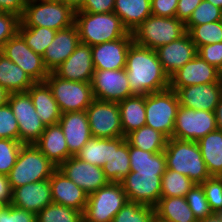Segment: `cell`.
Segmentation results:
<instances>
[{"label": "cell", "instance_id": "obj_61", "mask_svg": "<svg viewBox=\"0 0 222 222\" xmlns=\"http://www.w3.org/2000/svg\"><path fill=\"white\" fill-rule=\"evenodd\" d=\"M155 222H177V221H164L159 219L156 215H155Z\"/></svg>", "mask_w": 222, "mask_h": 222}, {"label": "cell", "instance_id": "obj_5", "mask_svg": "<svg viewBox=\"0 0 222 222\" xmlns=\"http://www.w3.org/2000/svg\"><path fill=\"white\" fill-rule=\"evenodd\" d=\"M56 168L34 144H23L8 179L13 190L29 183L49 179Z\"/></svg>", "mask_w": 222, "mask_h": 222}, {"label": "cell", "instance_id": "obj_29", "mask_svg": "<svg viewBox=\"0 0 222 222\" xmlns=\"http://www.w3.org/2000/svg\"><path fill=\"white\" fill-rule=\"evenodd\" d=\"M118 107L124 137L146 124L145 95L127 97Z\"/></svg>", "mask_w": 222, "mask_h": 222}, {"label": "cell", "instance_id": "obj_1", "mask_svg": "<svg viewBox=\"0 0 222 222\" xmlns=\"http://www.w3.org/2000/svg\"><path fill=\"white\" fill-rule=\"evenodd\" d=\"M125 71L133 94L147 95L169 89L170 77L156 50L133 43L127 53Z\"/></svg>", "mask_w": 222, "mask_h": 222}, {"label": "cell", "instance_id": "obj_50", "mask_svg": "<svg viewBox=\"0 0 222 222\" xmlns=\"http://www.w3.org/2000/svg\"><path fill=\"white\" fill-rule=\"evenodd\" d=\"M178 0H151V14L160 17H176Z\"/></svg>", "mask_w": 222, "mask_h": 222}, {"label": "cell", "instance_id": "obj_14", "mask_svg": "<svg viewBox=\"0 0 222 222\" xmlns=\"http://www.w3.org/2000/svg\"><path fill=\"white\" fill-rule=\"evenodd\" d=\"M2 54L21 67L34 82H44L50 73L42 55L35 53L18 32L4 44Z\"/></svg>", "mask_w": 222, "mask_h": 222}, {"label": "cell", "instance_id": "obj_51", "mask_svg": "<svg viewBox=\"0 0 222 222\" xmlns=\"http://www.w3.org/2000/svg\"><path fill=\"white\" fill-rule=\"evenodd\" d=\"M115 0H84L81 8L76 12L112 13Z\"/></svg>", "mask_w": 222, "mask_h": 222}, {"label": "cell", "instance_id": "obj_40", "mask_svg": "<svg viewBox=\"0 0 222 222\" xmlns=\"http://www.w3.org/2000/svg\"><path fill=\"white\" fill-rule=\"evenodd\" d=\"M112 222H155V208L128 201L114 216Z\"/></svg>", "mask_w": 222, "mask_h": 222}, {"label": "cell", "instance_id": "obj_24", "mask_svg": "<svg viewBox=\"0 0 222 222\" xmlns=\"http://www.w3.org/2000/svg\"><path fill=\"white\" fill-rule=\"evenodd\" d=\"M52 191L53 203L60 204L84 213L88 195L68 179L58 168L54 170L49 178Z\"/></svg>", "mask_w": 222, "mask_h": 222}, {"label": "cell", "instance_id": "obj_25", "mask_svg": "<svg viewBox=\"0 0 222 222\" xmlns=\"http://www.w3.org/2000/svg\"><path fill=\"white\" fill-rule=\"evenodd\" d=\"M59 125L64 132L69 149V157L76 156L82 147L92 138L85 111L62 113Z\"/></svg>", "mask_w": 222, "mask_h": 222}, {"label": "cell", "instance_id": "obj_43", "mask_svg": "<svg viewBox=\"0 0 222 222\" xmlns=\"http://www.w3.org/2000/svg\"><path fill=\"white\" fill-rule=\"evenodd\" d=\"M20 141L12 139L0 138V174L6 175L10 173L15 165L19 151L22 147Z\"/></svg>", "mask_w": 222, "mask_h": 222}, {"label": "cell", "instance_id": "obj_2", "mask_svg": "<svg viewBox=\"0 0 222 222\" xmlns=\"http://www.w3.org/2000/svg\"><path fill=\"white\" fill-rule=\"evenodd\" d=\"M164 154L166 169H171L201 184L210 176L197 142L170 138Z\"/></svg>", "mask_w": 222, "mask_h": 222}, {"label": "cell", "instance_id": "obj_15", "mask_svg": "<svg viewBox=\"0 0 222 222\" xmlns=\"http://www.w3.org/2000/svg\"><path fill=\"white\" fill-rule=\"evenodd\" d=\"M94 99L119 102L133 96L125 69L95 70L91 80Z\"/></svg>", "mask_w": 222, "mask_h": 222}, {"label": "cell", "instance_id": "obj_57", "mask_svg": "<svg viewBox=\"0 0 222 222\" xmlns=\"http://www.w3.org/2000/svg\"><path fill=\"white\" fill-rule=\"evenodd\" d=\"M198 222H222V216L219 213H212Z\"/></svg>", "mask_w": 222, "mask_h": 222}, {"label": "cell", "instance_id": "obj_42", "mask_svg": "<svg viewBox=\"0 0 222 222\" xmlns=\"http://www.w3.org/2000/svg\"><path fill=\"white\" fill-rule=\"evenodd\" d=\"M221 17V8L216 7L209 1L202 0L198 7L193 11L189 20L185 23L186 31L188 32L195 25L217 22Z\"/></svg>", "mask_w": 222, "mask_h": 222}, {"label": "cell", "instance_id": "obj_34", "mask_svg": "<svg viewBox=\"0 0 222 222\" xmlns=\"http://www.w3.org/2000/svg\"><path fill=\"white\" fill-rule=\"evenodd\" d=\"M130 171L147 173H165L166 157L163 152L143 151L129 144Z\"/></svg>", "mask_w": 222, "mask_h": 222}, {"label": "cell", "instance_id": "obj_7", "mask_svg": "<svg viewBox=\"0 0 222 222\" xmlns=\"http://www.w3.org/2000/svg\"><path fill=\"white\" fill-rule=\"evenodd\" d=\"M179 106L177 93L170 88L145 95V125L172 138Z\"/></svg>", "mask_w": 222, "mask_h": 222}, {"label": "cell", "instance_id": "obj_38", "mask_svg": "<svg viewBox=\"0 0 222 222\" xmlns=\"http://www.w3.org/2000/svg\"><path fill=\"white\" fill-rule=\"evenodd\" d=\"M161 197H185L195 183L187 176L166 169L161 179Z\"/></svg>", "mask_w": 222, "mask_h": 222}, {"label": "cell", "instance_id": "obj_58", "mask_svg": "<svg viewBox=\"0 0 222 222\" xmlns=\"http://www.w3.org/2000/svg\"><path fill=\"white\" fill-rule=\"evenodd\" d=\"M9 94L10 93L0 85V106L8 102Z\"/></svg>", "mask_w": 222, "mask_h": 222}, {"label": "cell", "instance_id": "obj_53", "mask_svg": "<svg viewBox=\"0 0 222 222\" xmlns=\"http://www.w3.org/2000/svg\"><path fill=\"white\" fill-rule=\"evenodd\" d=\"M28 0H0V12L15 14L21 18Z\"/></svg>", "mask_w": 222, "mask_h": 222}, {"label": "cell", "instance_id": "obj_37", "mask_svg": "<svg viewBox=\"0 0 222 222\" xmlns=\"http://www.w3.org/2000/svg\"><path fill=\"white\" fill-rule=\"evenodd\" d=\"M17 32L35 53L43 56L57 31L47 27H25L19 22Z\"/></svg>", "mask_w": 222, "mask_h": 222}, {"label": "cell", "instance_id": "obj_27", "mask_svg": "<svg viewBox=\"0 0 222 222\" xmlns=\"http://www.w3.org/2000/svg\"><path fill=\"white\" fill-rule=\"evenodd\" d=\"M27 92L42 123L45 126L58 124L62 113L48 84L35 82Z\"/></svg>", "mask_w": 222, "mask_h": 222}, {"label": "cell", "instance_id": "obj_26", "mask_svg": "<svg viewBox=\"0 0 222 222\" xmlns=\"http://www.w3.org/2000/svg\"><path fill=\"white\" fill-rule=\"evenodd\" d=\"M34 145L58 168L69 158V149L62 127L49 125Z\"/></svg>", "mask_w": 222, "mask_h": 222}, {"label": "cell", "instance_id": "obj_54", "mask_svg": "<svg viewBox=\"0 0 222 222\" xmlns=\"http://www.w3.org/2000/svg\"><path fill=\"white\" fill-rule=\"evenodd\" d=\"M13 190L11 188L8 176L0 174V202L5 206L12 203Z\"/></svg>", "mask_w": 222, "mask_h": 222}, {"label": "cell", "instance_id": "obj_31", "mask_svg": "<svg viewBox=\"0 0 222 222\" xmlns=\"http://www.w3.org/2000/svg\"><path fill=\"white\" fill-rule=\"evenodd\" d=\"M35 82L17 64L4 54L0 55V85L10 94L26 92Z\"/></svg>", "mask_w": 222, "mask_h": 222}, {"label": "cell", "instance_id": "obj_3", "mask_svg": "<svg viewBox=\"0 0 222 222\" xmlns=\"http://www.w3.org/2000/svg\"><path fill=\"white\" fill-rule=\"evenodd\" d=\"M80 43L95 46L129 34L121 19L112 13L75 12Z\"/></svg>", "mask_w": 222, "mask_h": 222}, {"label": "cell", "instance_id": "obj_9", "mask_svg": "<svg viewBox=\"0 0 222 222\" xmlns=\"http://www.w3.org/2000/svg\"><path fill=\"white\" fill-rule=\"evenodd\" d=\"M127 202L121 183L109 182L88 195L83 213L84 222H112L114 216Z\"/></svg>", "mask_w": 222, "mask_h": 222}, {"label": "cell", "instance_id": "obj_35", "mask_svg": "<svg viewBox=\"0 0 222 222\" xmlns=\"http://www.w3.org/2000/svg\"><path fill=\"white\" fill-rule=\"evenodd\" d=\"M126 141L132 147H136L147 152L158 153L165 150L168 138L161 132L144 125L129 133L126 136Z\"/></svg>", "mask_w": 222, "mask_h": 222}, {"label": "cell", "instance_id": "obj_6", "mask_svg": "<svg viewBox=\"0 0 222 222\" xmlns=\"http://www.w3.org/2000/svg\"><path fill=\"white\" fill-rule=\"evenodd\" d=\"M186 32L185 23L176 17L151 15L132 32V35L136 45L156 50L182 37Z\"/></svg>", "mask_w": 222, "mask_h": 222}, {"label": "cell", "instance_id": "obj_4", "mask_svg": "<svg viewBox=\"0 0 222 222\" xmlns=\"http://www.w3.org/2000/svg\"><path fill=\"white\" fill-rule=\"evenodd\" d=\"M20 22L25 27H47L56 31L75 22V12L62 0H28Z\"/></svg>", "mask_w": 222, "mask_h": 222}, {"label": "cell", "instance_id": "obj_45", "mask_svg": "<svg viewBox=\"0 0 222 222\" xmlns=\"http://www.w3.org/2000/svg\"><path fill=\"white\" fill-rule=\"evenodd\" d=\"M201 186L213 213L222 211V177L211 176Z\"/></svg>", "mask_w": 222, "mask_h": 222}, {"label": "cell", "instance_id": "obj_20", "mask_svg": "<svg viewBox=\"0 0 222 222\" xmlns=\"http://www.w3.org/2000/svg\"><path fill=\"white\" fill-rule=\"evenodd\" d=\"M94 71L91 46L80 43L53 72L65 80L91 83Z\"/></svg>", "mask_w": 222, "mask_h": 222}, {"label": "cell", "instance_id": "obj_60", "mask_svg": "<svg viewBox=\"0 0 222 222\" xmlns=\"http://www.w3.org/2000/svg\"><path fill=\"white\" fill-rule=\"evenodd\" d=\"M219 81L222 83V65L218 68Z\"/></svg>", "mask_w": 222, "mask_h": 222}, {"label": "cell", "instance_id": "obj_39", "mask_svg": "<svg viewBox=\"0 0 222 222\" xmlns=\"http://www.w3.org/2000/svg\"><path fill=\"white\" fill-rule=\"evenodd\" d=\"M36 222H84V218L79 210L51 203L36 214Z\"/></svg>", "mask_w": 222, "mask_h": 222}, {"label": "cell", "instance_id": "obj_8", "mask_svg": "<svg viewBox=\"0 0 222 222\" xmlns=\"http://www.w3.org/2000/svg\"><path fill=\"white\" fill-rule=\"evenodd\" d=\"M45 82L61 113L86 111L94 100L91 83L65 80L50 72Z\"/></svg>", "mask_w": 222, "mask_h": 222}, {"label": "cell", "instance_id": "obj_48", "mask_svg": "<svg viewBox=\"0 0 222 222\" xmlns=\"http://www.w3.org/2000/svg\"><path fill=\"white\" fill-rule=\"evenodd\" d=\"M0 222H36V214L8 205L0 211Z\"/></svg>", "mask_w": 222, "mask_h": 222}, {"label": "cell", "instance_id": "obj_12", "mask_svg": "<svg viewBox=\"0 0 222 222\" xmlns=\"http://www.w3.org/2000/svg\"><path fill=\"white\" fill-rule=\"evenodd\" d=\"M85 112L87 114L92 137H124L118 102L94 99Z\"/></svg>", "mask_w": 222, "mask_h": 222}, {"label": "cell", "instance_id": "obj_62", "mask_svg": "<svg viewBox=\"0 0 222 222\" xmlns=\"http://www.w3.org/2000/svg\"><path fill=\"white\" fill-rule=\"evenodd\" d=\"M4 207H5V205L0 202V211H1Z\"/></svg>", "mask_w": 222, "mask_h": 222}, {"label": "cell", "instance_id": "obj_28", "mask_svg": "<svg viewBox=\"0 0 222 222\" xmlns=\"http://www.w3.org/2000/svg\"><path fill=\"white\" fill-rule=\"evenodd\" d=\"M109 182L120 183L130 172L129 143L126 137L111 138V155L102 167Z\"/></svg>", "mask_w": 222, "mask_h": 222}, {"label": "cell", "instance_id": "obj_22", "mask_svg": "<svg viewBox=\"0 0 222 222\" xmlns=\"http://www.w3.org/2000/svg\"><path fill=\"white\" fill-rule=\"evenodd\" d=\"M80 44L79 32L76 24L58 30L52 43L43 54V62L49 72L60 66Z\"/></svg>", "mask_w": 222, "mask_h": 222}, {"label": "cell", "instance_id": "obj_23", "mask_svg": "<svg viewBox=\"0 0 222 222\" xmlns=\"http://www.w3.org/2000/svg\"><path fill=\"white\" fill-rule=\"evenodd\" d=\"M215 82H220L218 69L196 55L170 77L169 87H186Z\"/></svg>", "mask_w": 222, "mask_h": 222}, {"label": "cell", "instance_id": "obj_36", "mask_svg": "<svg viewBox=\"0 0 222 222\" xmlns=\"http://www.w3.org/2000/svg\"><path fill=\"white\" fill-rule=\"evenodd\" d=\"M111 155V138L92 137L76 154V157L89 164L103 167Z\"/></svg>", "mask_w": 222, "mask_h": 222}, {"label": "cell", "instance_id": "obj_56", "mask_svg": "<svg viewBox=\"0 0 222 222\" xmlns=\"http://www.w3.org/2000/svg\"><path fill=\"white\" fill-rule=\"evenodd\" d=\"M67 6H69L74 12L78 11L84 0H62Z\"/></svg>", "mask_w": 222, "mask_h": 222}, {"label": "cell", "instance_id": "obj_47", "mask_svg": "<svg viewBox=\"0 0 222 222\" xmlns=\"http://www.w3.org/2000/svg\"><path fill=\"white\" fill-rule=\"evenodd\" d=\"M20 18L15 14L0 12V48L17 32Z\"/></svg>", "mask_w": 222, "mask_h": 222}, {"label": "cell", "instance_id": "obj_11", "mask_svg": "<svg viewBox=\"0 0 222 222\" xmlns=\"http://www.w3.org/2000/svg\"><path fill=\"white\" fill-rule=\"evenodd\" d=\"M216 129L214 112L179 106L172 138L198 142Z\"/></svg>", "mask_w": 222, "mask_h": 222}, {"label": "cell", "instance_id": "obj_18", "mask_svg": "<svg viewBox=\"0 0 222 222\" xmlns=\"http://www.w3.org/2000/svg\"><path fill=\"white\" fill-rule=\"evenodd\" d=\"M133 43V35L129 33L120 39L91 46L94 69H125L127 53Z\"/></svg>", "mask_w": 222, "mask_h": 222}, {"label": "cell", "instance_id": "obj_33", "mask_svg": "<svg viewBox=\"0 0 222 222\" xmlns=\"http://www.w3.org/2000/svg\"><path fill=\"white\" fill-rule=\"evenodd\" d=\"M154 208L155 215L164 221L198 222L185 197H161Z\"/></svg>", "mask_w": 222, "mask_h": 222}, {"label": "cell", "instance_id": "obj_21", "mask_svg": "<svg viewBox=\"0 0 222 222\" xmlns=\"http://www.w3.org/2000/svg\"><path fill=\"white\" fill-rule=\"evenodd\" d=\"M51 203L53 200L49 179L13 189L11 205L14 207L37 214Z\"/></svg>", "mask_w": 222, "mask_h": 222}, {"label": "cell", "instance_id": "obj_59", "mask_svg": "<svg viewBox=\"0 0 222 222\" xmlns=\"http://www.w3.org/2000/svg\"><path fill=\"white\" fill-rule=\"evenodd\" d=\"M215 5L218 8L222 9V0H206Z\"/></svg>", "mask_w": 222, "mask_h": 222}, {"label": "cell", "instance_id": "obj_52", "mask_svg": "<svg viewBox=\"0 0 222 222\" xmlns=\"http://www.w3.org/2000/svg\"><path fill=\"white\" fill-rule=\"evenodd\" d=\"M202 0H178L176 18L186 23Z\"/></svg>", "mask_w": 222, "mask_h": 222}, {"label": "cell", "instance_id": "obj_44", "mask_svg": "<svg viewBox=\"0 0 222 222\" xmlns=\"http://www.w3.org/2000/svg\"><path fill=\"white\" fill-rule=\"evenodd\" d=\"M185 198L197 221L213 213L209 207L201 184H195L186 194Z\"/></svg>", "mask_w": 222, "mask_h": 222}, {"label": "cell", "instance_id": "obj_32", "mask_svg": "<svg viewBox=\"0 0 222 222\" xmlns=\"http://www.w3.org/2000/svg\"><path fill=\"white\" fill-rule=\"evenodd\" d=\"M210 176H222V131L216 129L197 142Z\"/></svg>", "mask_w": 222, "mask_h": 222}, {"label": "cell", "instance_id": "obj_49", "mask_svg": "<svg viewBox=\"0 0 222 222\" xmlns=\"http://www.w3.org/2000/svg\"><path fill=\"white\" fill-rule=\"evenodd\" d=\"M197 55L218 69L222 65V42L200 46Z\"/></svg>", "mask_w": 222, "mask_h": 222}, {"label": "cell", "instance_id": "obj_10", "mask_svg": "<svg viewBox=\"0 0 222 222\" xmlns=\"http://www.w3.org/2000/svg\"><path fill=\"white\" fill-rule=\"evenodd\" d=\"M19 127V141L22 144H34L45 130V125L35 111L29 93L9 94L8 102Z\"/></svg>", "mask_w": 222, "mask_h": 222}, {"label": "cell", "instance_id": "obj_16", "mask_svg": "<svg viewBox=\"0 0 222 222\" xmlns=\"http://www.w3.org/2000/svg\"><path fill=\"white\" fill-rule=\"evenodd\" d=\"M58 169L68 179H71L77 186L82 188L87 195L109 183L102 167L89 164L76 156L69 157Z\"/></svg>", "mask_w": 222, "mask_h": 222}, {"label": "cell", "instance_id": "obj_30", "mask_svg": "<svg viewBox=\"0 0 222 222\" xmlns=\"http://www.w3.org/2000/svg\"><path fill=\"white\" fill-rule=\"evenodd\" d=\"M113 12L119 16L129 33H132L152 15L151 0H115Z\"/></svg>", "mask_w": 222, "mask_h": 222}, {"label": "cell", "instance_id": "obj_17", "mask_svg": "<svg viewBox=\"0 0 222 222\" xmlns=\"http://www.w3.org/2000/svg\"><path fill=\"white\" fill-rule=\"evenodd\" d=\"M177 93L180 106L214 112L222 93V83L169 87Z\"/></svg>", "mask_w": 222, "mask_h": 222}, {"label": "cell", "instance_id": "obj_19", "mask_svg": "<svg viewBox=\"0 0 222 222\" xmlns=\"http://www.w3.org/2000/svg\"><path fill=\"white\" fill-rule=\"evenodd\" d=\"M159 61L169 77L197 55V47L188 32L175 41L156 49Z\"/></svg>", "mask_w": 222, "mask_h": 222}, {"label": "cell", "instance_id": "obj_41", "mask_svg": "<svg viewBox=\"0 0 222 222\" xmlns=\"http://www.w3.org/2000/svg\"><path fill=\"white\" fill-rule=\"evenodd\" d=\"M197 49L203 45L222 42V26L220 21L195 25L189 31Z\"/></svg>", "mask_w": 222, "mask_h": 222}, {"label": "cell", "instance_id": "obj_13", "mask_svg": "<svg viewBox=\"0 0 222 222\" xmlns=\"http://www.w3.org/2000/svg\"><path fill=\"white\" fill-rule=\"evenodd\" d=\"M163 174L130 171L120 182L128 201L155 207L161 198Z\"/></svg>", "mask_w": 222, "mask_h": 222}, {"label": "cell", "instance_id": "obj_46", "mask_svg": "<svg viewBox=\"0 0 222 222\" xmlns=\"http://www.w3.org/2000/svg\"><path fill=\"white\" fill-rule=\"evenodd\" d=\"M0 138L19 141V127L8 103L0 106Z\"/></svg>", "mask_w": 222, "mask_h": 222}, {"label": "cell", "instance_id": "obj_55", "mask_svg": "<svg viewBox=\"0 0 222 222\" xmlns=\"http://www.w3.org/2000/svg\"><path fill=\"white\" fill-rule=\"evenodd\" d=\"M214 113H215V118H216L217 129L222 131V93H221L219 102L215 108Z\"/></svg>", "mask_w": 222, "mask_h": 222}]
</instances>
